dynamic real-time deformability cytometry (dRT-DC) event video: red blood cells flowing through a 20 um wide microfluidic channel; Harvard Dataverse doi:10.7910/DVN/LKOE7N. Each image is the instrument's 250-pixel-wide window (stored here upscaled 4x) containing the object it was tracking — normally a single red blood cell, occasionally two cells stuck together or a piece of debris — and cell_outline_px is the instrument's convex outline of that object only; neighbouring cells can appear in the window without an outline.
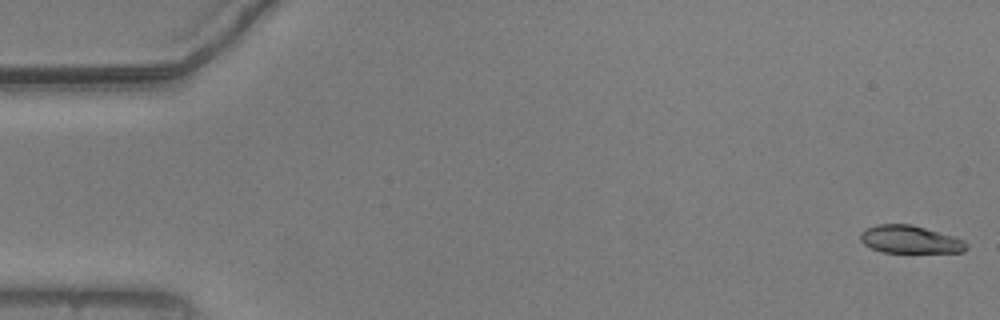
{"species": "common noctule bat (a hibernating species)", "species_latin": "Nyctalus noctula", "temperature_condition": "warm", "stored_images_in_passage": 10, "camera_frame_rate_fps": 3000, "um_per_image_px": 0.085, "animal": {"sex": "male", "body_mass_g": 20.5, "forearm_length_mm": 52.5}, "frame": {"image": 1, "passage_image": 1, "time_ms": 0.0, "image_size_px": [1000, 320], "cell_outline_px": [[968, 248], [964, 252], [884, 252], [872, 248], [864, 244], [860, 240], [860, 232], [864, 228], [876, 224], [912, 224], [952, 236], [964, 240], [968, 244]], "centroid_in_image_um": [77.33, 20.34], "position_along_channel_um": 7.7, "area_um2": 17.17}}